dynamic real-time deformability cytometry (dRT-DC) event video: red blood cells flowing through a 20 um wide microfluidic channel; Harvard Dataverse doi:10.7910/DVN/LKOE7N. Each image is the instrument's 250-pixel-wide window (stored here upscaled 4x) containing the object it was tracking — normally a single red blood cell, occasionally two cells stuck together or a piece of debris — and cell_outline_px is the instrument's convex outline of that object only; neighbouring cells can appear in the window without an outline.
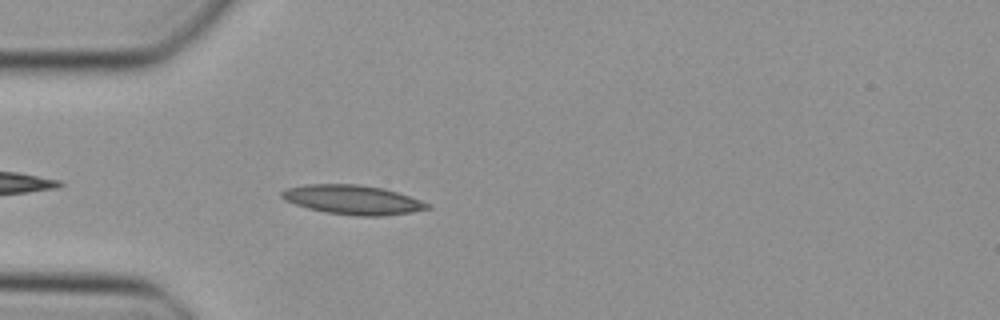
{"species": "Egyptian fruit bat (a non-hibernating species)", "species_latin": "Rousettus aegyptiacus", "temperature_condition": "cold", "stored_images_in_passage": 35, "camera_frame_rate_fps": 3000, "um_per_image_px": 0.085, "animal": {"sex": "female"}, "frame": {"image": 1, "passage_image": 3, "time_ms": 0.667, "image_size_px": [1000, 320], "cell_outline_px": [[432, 208], [408, 212], [380, 216], [360, 216], [328, 212], [308, 208], [284, 200], [280, 196], [280, 192], [284, 188], [304, 184], [360, 184], [384, 188], [420, 200], [428, 204]], "centroid_in_image_um": [29.92, 16.96], "position_along_channel_um": 55.1, "area_um2": 24.68}}
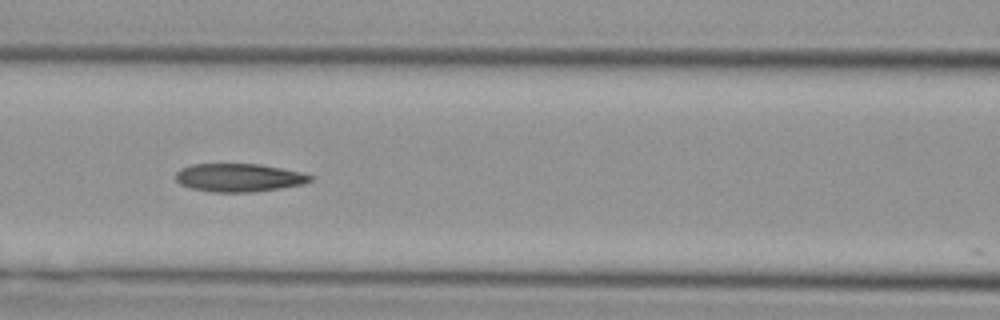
{"frame": {"image": 2, "passage_image": 10, "time_ms": 3.0, "image_size_px": [1000, 320], "cell_outline_px": [[312, 180], [304, 184], [280, 188], [252, 192], [212, 192], [192, 188], [180, 184], [176, 180], [176, 172], [180, 168], [192, 164], [260, 164], [300, 172], [312, 176]], "centroid_in_image_um": [20.28, 15.1], "position_along_channel_um": 146.3, "area_um2": 22.02}}
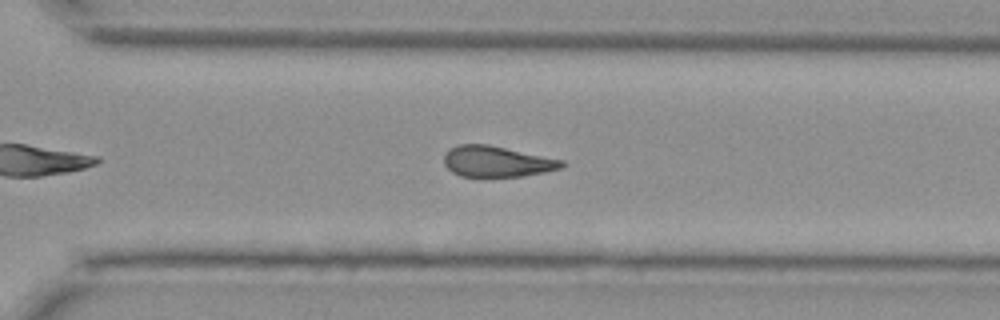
{"frame": {"image": 3, "passage_image": 23, "time_ms": 7.333, "image_size_px": [1000, 320], "cell_outline_px": [[568, 164], [560, 168], [544, 172], [520, 176], [460, 176], [452, 172], [444, 164], [444, 152], [448, 148], [456, 144], [488, 144], [564, 160]], "centroid_in_image_um": [42.2, 13.71], "position_along_channel_um": 328.4, "area_um2": 21.27}}